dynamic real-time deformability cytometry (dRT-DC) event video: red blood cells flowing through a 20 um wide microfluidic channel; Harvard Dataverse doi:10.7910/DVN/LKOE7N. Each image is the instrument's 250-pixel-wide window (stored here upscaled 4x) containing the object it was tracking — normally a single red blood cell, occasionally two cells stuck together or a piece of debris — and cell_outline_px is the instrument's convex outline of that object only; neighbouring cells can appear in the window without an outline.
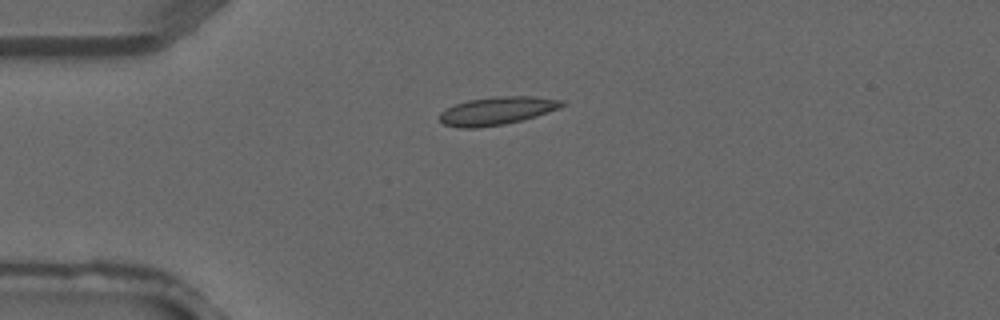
{"species": "common noctule bat (a hibernating species)", "species_latin": "Nyctalus noctula", "temperature_condition": "warm", "stored_images_in_passage": 2, "camera_frame_rate_fps": 3000, "um_per_image_px": 0.085, "animal": {"sex": "male", "forearm_length_mm": 52.5}, "frame": {"image": 1, "passage_image": 1, "time_ms": 0.0, "image_size_px": [1000, 320], "cell_outline_px": [[564, 104], [560, 108], [536, 116], [504, 124], [476, 128], [460, 128], [444, 124], [440, 120], [440, 112], [456, 104], [468, 100], [500, 96], [536, 96], [564, 100]], "centroid_in_image_um": [42.27, 9.41], "position_along_channel_um": 42.7, "area_um2": 19.83}}